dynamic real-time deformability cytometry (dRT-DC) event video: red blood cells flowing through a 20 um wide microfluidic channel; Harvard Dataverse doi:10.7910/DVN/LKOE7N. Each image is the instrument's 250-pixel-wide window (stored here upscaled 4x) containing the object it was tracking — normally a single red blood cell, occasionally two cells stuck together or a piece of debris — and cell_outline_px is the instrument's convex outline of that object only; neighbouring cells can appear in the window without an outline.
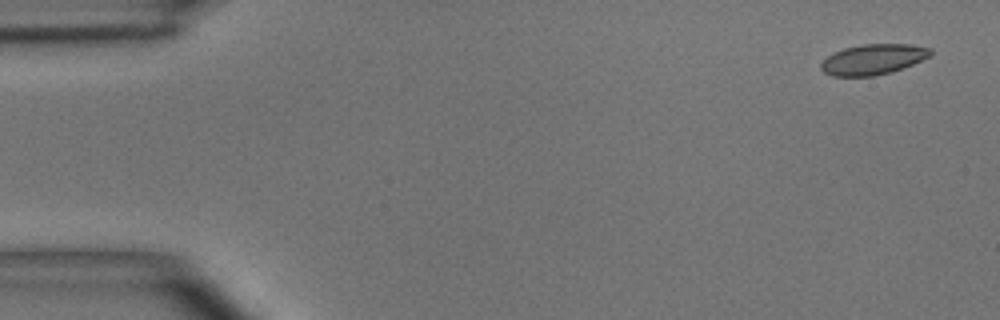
{"species": "common noctule bat (a hibernating species)", "species_latin": "Nyctalus noctula", "temperature_condition": "room temperature", "stored_images_in_passage": 4, "camera_frame_rate_fps": 3000, "um_per_image_px": 0.085, "animal": {"sex": "male", "body_mass_g": 15.6}, "frame": {"image": 1, "passage_image": 1, "time_ms": 0.0, "image_size_px": [1000, 320], "cell_outline_px": [[932, 56], [892, 72], [872, 76], [832, 76], [824, 72], [820, 68], [820, 64], [828, 56], [844, 48], [860, 44], [908, 44], [932, 48]], "centroid_in_image_um": [74.23, 5.04], "position_along_channel_um": 10.8, "area_um2": 19.42}}
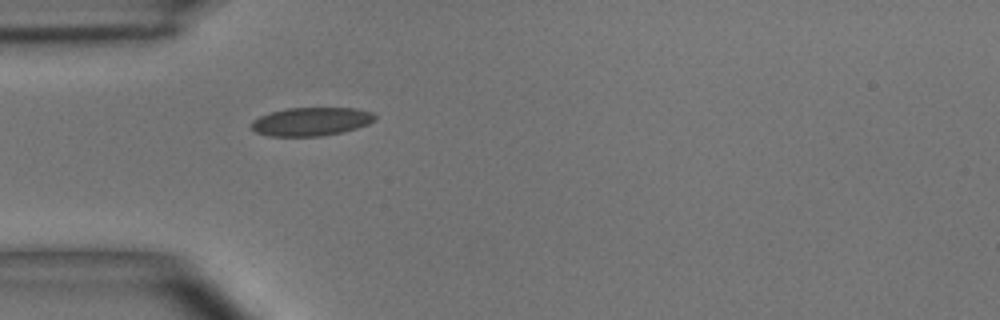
{"frame": {"image": 2, "passage_image": 4, "time_ms": 4.333, "image_size_px": [1000, 320], "cell_outline_px": [[376, 120], [368, 124], [356, 128], [340, 132], [320, 136], [268, 136], [256, 132], [252, 128], [252, 120], [260, 116], [272, 112], [288, 108], [356, 108], [372, 112], [376, 116]], "centroid_in_image_um": [26.46, 10.33], "position_along_channel_um": 58.5, "area_um2": 20.35}}